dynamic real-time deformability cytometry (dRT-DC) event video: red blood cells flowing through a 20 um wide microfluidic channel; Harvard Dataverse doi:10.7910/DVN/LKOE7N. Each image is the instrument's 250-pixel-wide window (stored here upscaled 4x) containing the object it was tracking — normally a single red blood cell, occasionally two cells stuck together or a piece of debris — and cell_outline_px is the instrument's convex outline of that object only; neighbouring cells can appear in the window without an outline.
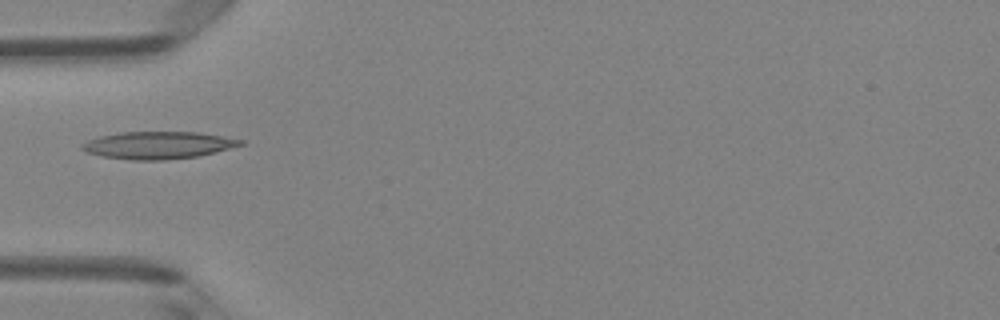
{"species": "Egyptian fruit bat (a non-hibernating species)", "species_latin": "Rousettus aegyptiacus", "temperature_condition": "room temperature", "stored_images_in_passage": 1, "camera_frame_rate_fps": 3000, "um_per_image_px": 0.085, "animal": {"sex": "female"}, "frame": {"image": 1, "passage_image": 1, "time_ms": 0.0, "image_size_px": [1000, 320], "cell_outline_px": [[244, 144], [196, 156], [164, 160], [132, 160], [100, 156], [84, 152], [80, 148], [80, 144], [88, 140], [100, 136], [120, 132], [196, 132], [244, 140]], "centroid_in_image_um": [13.34, 12.34], "position_along_channel_um": 71.7, "area_um2": 25.03}}